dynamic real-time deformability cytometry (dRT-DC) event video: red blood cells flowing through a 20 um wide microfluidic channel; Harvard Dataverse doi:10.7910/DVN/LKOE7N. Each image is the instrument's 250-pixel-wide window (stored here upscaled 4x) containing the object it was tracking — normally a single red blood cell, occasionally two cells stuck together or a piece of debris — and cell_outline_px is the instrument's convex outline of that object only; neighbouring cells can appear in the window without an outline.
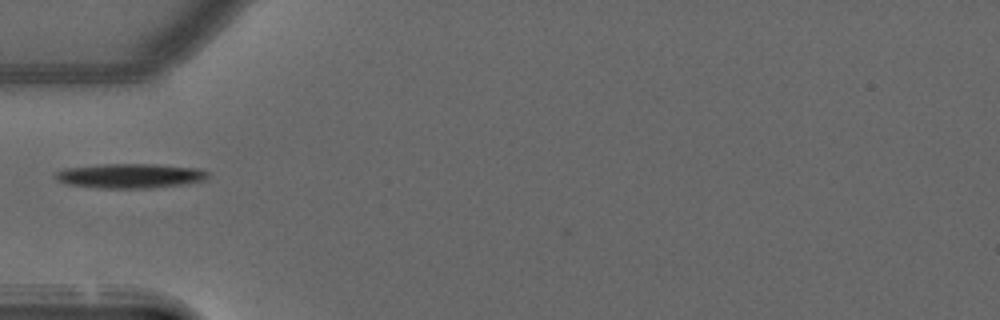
{"species": "common noctule bat (a hibernating species)", "species_latin": "Nyctalus noctula", "temperature_condition": "warm", "stored_images_in_passage": 35, "camera_frame_rate_fps": 3000, "um_per_image_px": 0.085, "animal": {"sex": "male", "forearm_length_mm": 52.5}, "frame": {"image": 1, "passage_image": 1, "time_ms": 0.0, "image_size_px": [1000, 320], "cell_outline_px": [[208, 176], [204, 180], [184, 184], [148, 188], [100, 188], [68, 184], [56, 180], [52, 176], [56, 172], [64, 168], [104, 164], [156, 164], [196, 168], [208, 172]], "centroid_in_image_um": [11.01, 14.94], "position_along_channel_um": 74.0, "area_um2": 21.79}}
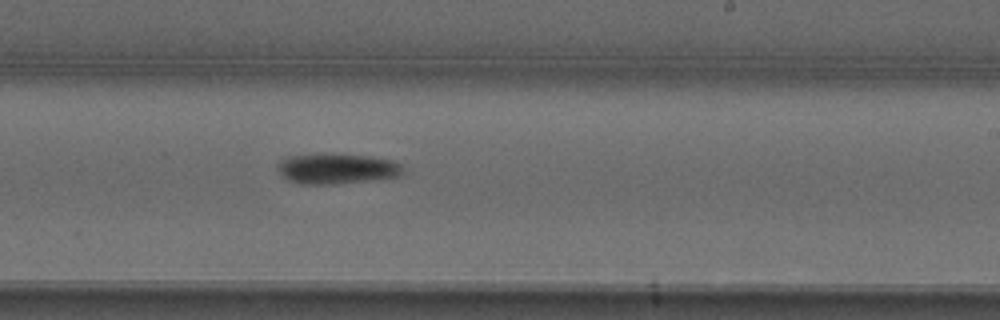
{"frame": {"image": 2, "passage_image": 15, "time_ms": 4.667, "image_size_px": [1000, 320], "cell_outline_px": [[404, 176], [332, 184], [300, 184], [288, 180], [276, 168], [276, 164], [280, 160], [288, 156], [324, 152], [368, 156], [392, 160], [400, 164], [404, 172]], "centroid_in_image_um": [28.61, 14.31], "position_along_channel_um": 260.4, "area_um2": 22.6}}
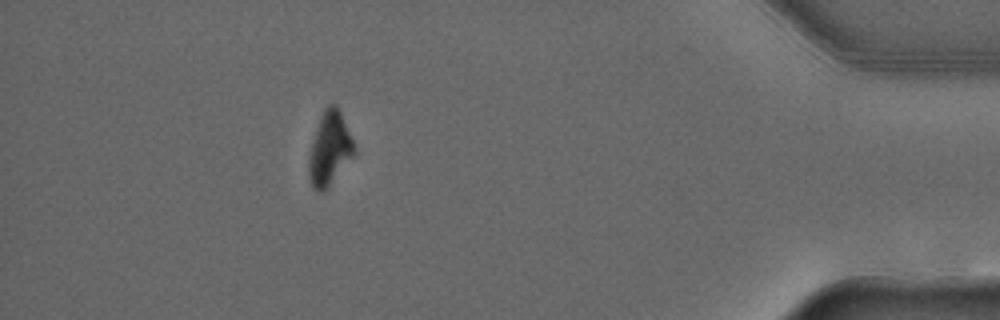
{"frame": {"image": 3, "passage_image": 30, "time_ms": 9.667, "image_size_px": [1000, 320], "cell_outline_px": [[356, 152], [328, 188], [320, 192], [312, 184], [308, 176], [308, 156], [316, 128], [320, 116], [324, 108], [328, 104], [336, 104], [340, 112], [356, 148]], "centroid_in_image_um": [28.01, 12.63], "position_along_channel_um": 407.2, "area_um2": 19.25}}